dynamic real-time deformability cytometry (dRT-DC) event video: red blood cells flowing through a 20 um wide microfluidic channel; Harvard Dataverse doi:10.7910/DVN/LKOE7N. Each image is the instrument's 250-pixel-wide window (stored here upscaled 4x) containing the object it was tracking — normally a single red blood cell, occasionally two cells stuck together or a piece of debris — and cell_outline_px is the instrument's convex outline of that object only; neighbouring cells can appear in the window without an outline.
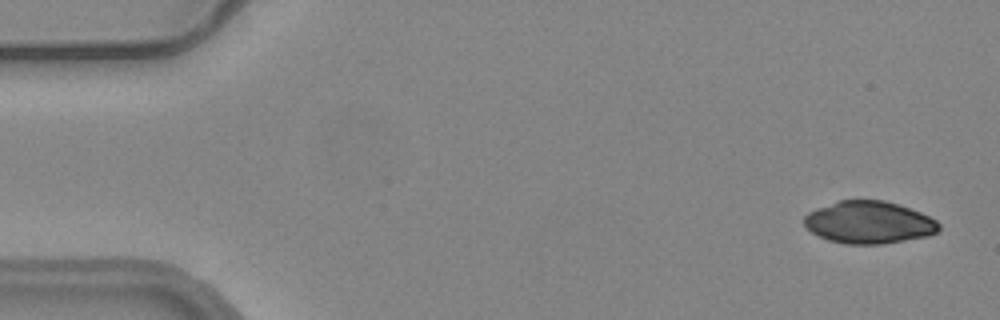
{"species": "common noctule bat (a hibernating species)", "species_latin": "Nyctalus noctula", "temperature_condition": "warm", "stored_images_in_passage": 16, "camera_frame_rate_fps": 3000, "um_per_image_px": 0.085, "animal": {"sex": "female", "body_mass_g": 24.6, "forearm_length_mm": 56.2}, "frame": {"image": 1, "passage_image": 2, "time_ms": 0.333, "image_size_px": [1000, 320], "cell_outline_px": [[940, 228], [936, 232], [928, 236], [880, 244], [844, 244], [828, 240], [812, 232], [804, 224], [804, 216], [808, 212], [816, 208], [840, 200], [884, 200], [920, 212], [936, 220], [940, 224]], "centroid_in_image_um": [73.84, 18.9], "position_along_channel_um": 11.2, "area_um2": 33.06}}